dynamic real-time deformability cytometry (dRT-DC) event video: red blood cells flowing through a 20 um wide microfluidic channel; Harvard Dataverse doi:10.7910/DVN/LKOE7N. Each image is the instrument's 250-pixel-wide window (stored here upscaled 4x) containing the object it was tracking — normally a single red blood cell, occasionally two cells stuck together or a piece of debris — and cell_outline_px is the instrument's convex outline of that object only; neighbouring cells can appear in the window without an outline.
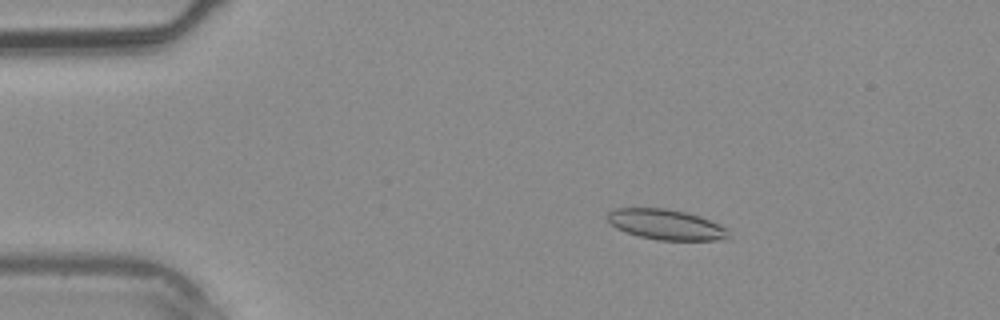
{"species": "common noctule bat (a hibernating species)", "species_latin": "Nyctalus noctula", "temperature_condition": "warm", "stored_images_in_passage": 34, "camera_frame_rate_fps": 3000, "um_per_image_px": 0.085, "animal": {"sex": "male", "body_mass_g": 20.4}, "frame": {"image": 1, "passage_image": 1, "time_ms": 0.0, "image_size_px": [1000, 320], "cell_outline_px": [[732, 240], [660, 240], [640, 236], [616, 228], [604, 216], [608, 212], [616, 208], [664, 208], [684, 212], [700, 216], [728, 228]], "centroid_in_image_um": [56.66, 19.09], "position_along_channel_um": 28.3, "area_um2": 21.5}}
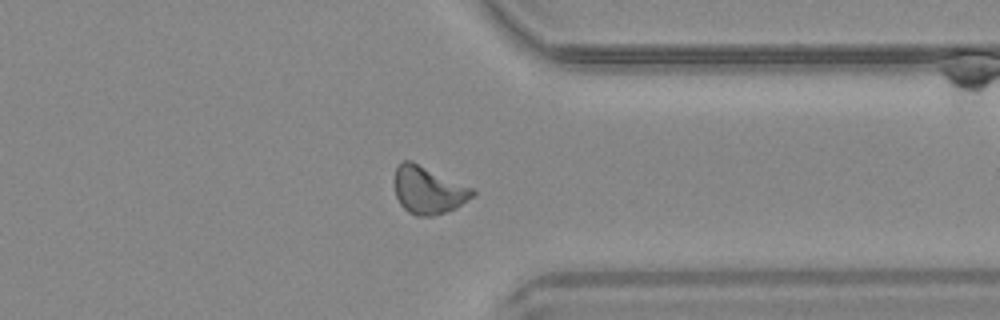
{"frame": {"image": 2, "passage_image": 25, "time_ms": 8.0, "image_size_px": [1000, 320], "cell_outline_px": [[476, 192], [468, 200], [456, 208], [432, 216], [416, 216], [408, 212], [400, 204], [396, 196], [392, 180], [396, 168], [404, 160], [412, 160], [472, 188]], "centroid_in_image_um": [36.35, 16.15], "position_along_channel_um": 375.0, "area_um2": 21.68}}